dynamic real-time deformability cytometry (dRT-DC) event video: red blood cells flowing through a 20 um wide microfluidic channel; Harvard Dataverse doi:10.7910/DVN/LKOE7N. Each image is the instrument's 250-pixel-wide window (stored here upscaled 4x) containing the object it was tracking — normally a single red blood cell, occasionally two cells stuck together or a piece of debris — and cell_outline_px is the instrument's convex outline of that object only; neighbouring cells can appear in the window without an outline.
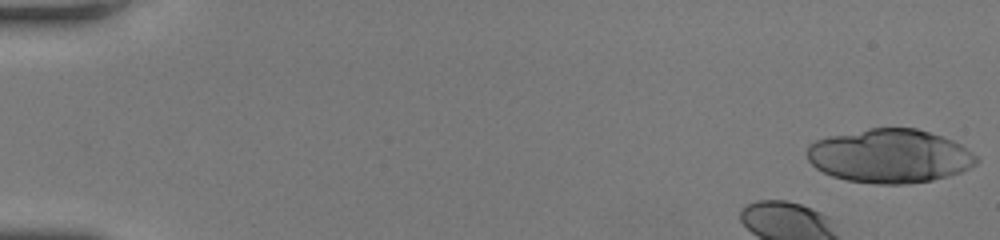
{"species": "human", "species_latin": "Homo sapiens", "temperature_condition": "room temperature", "stored_images_in_passage": 37, "camera_frame_rate_fps": 3000, "um_per_image_px": 0.085, "donor": {"sex": "female"}, "frame": {"image": 1, "passage_image": 1, "time_ms": 0.0, "image_size_px": [1000, 240], "cell_outline_px": [[980, 160], [976, 164], [960, 172], [948, 176], [932, 180], [908, 184], [876, 184], [848, 180], [832, 176], [816, 168], [808, 160], [808, 144], [816, 140], [832, 136], [868, 128], [916, 128], [952, 140], [960, 144], [972, 152]], "centroid_in_image_um": [75.63, 13.27], "position_along_channel_um": 9.4, "area_um2": 52.83}}
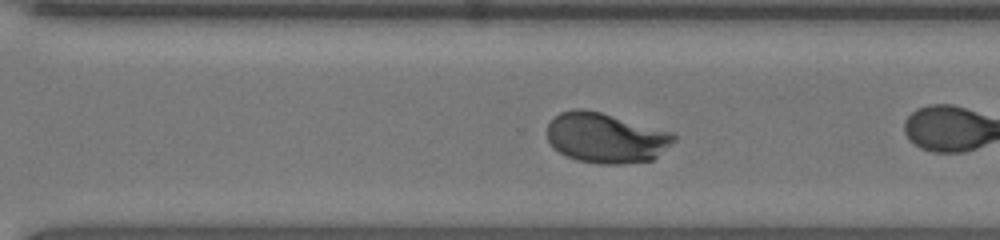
{"frame": {"image": 2, "passage_image": 33, "time_ms": 10.667, "image_size_px": [1000, 240], "cell_outline_px": [[676, 140], [652, 160], [620, 164], [600, 164], [580, 160], [568, 156], [560, 152], [548, 140], [548, 124], [560, 112], [576, 108], [584, 108], [600, 112], [672, 132], [676, 136]], "centroid_in_image_um": [51.51, 11.71], "position_along_channel_um": 319.1, "area_um2": 36.59}}
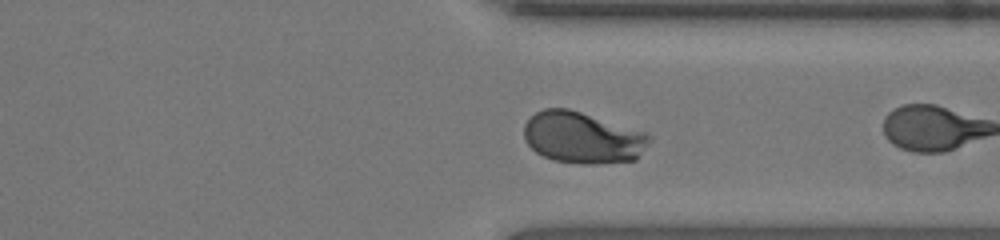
{"frame": {"image": 3, "passage_image": 36, "time_ms": 11.667, "image_size_px": [1000, 240], "cell_outline_px": [[652, 136], [636, 160], [596, 164], [580, 164], [556, 160], [544, 156], [536, 152], [528, 144], [524, 136], [524, 124], [536, 112], [544, 108], [568, 108], [644, 132]], "centroid_in_image_um": [49.5, 11.7], "position_along_channel_um": 361.9, "area_um2": 37.22}}